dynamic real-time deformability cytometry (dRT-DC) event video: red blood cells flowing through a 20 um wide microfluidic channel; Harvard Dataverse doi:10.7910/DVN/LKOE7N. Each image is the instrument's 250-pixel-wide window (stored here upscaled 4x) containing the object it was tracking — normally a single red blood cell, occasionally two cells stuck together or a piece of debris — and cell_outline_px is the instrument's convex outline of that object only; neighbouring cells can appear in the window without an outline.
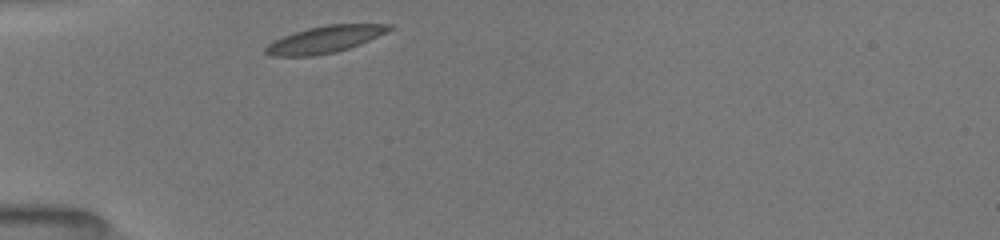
{"species": "common noctule bat (a hibernating species)", "species_latin": "Nyctalus noctula", "temperature_condition": "room temperature", "stored_images_in_passage": 22, "camera_frame_rate_fps": 3000, "um_per_image_px": 0.085, "animal": {"sex": "female", "body_mass_g": 19.5, "forearm_length_mm": 54.1}, "frame": {"image": 1, "passage_image": 1, "time_ms": 0.0, "image_size_px": [1000, 240], "cell_outline_px": [[392, 28], [360, 44], [336, 52], [312, 56], [268, 56], [264, 52], [264, 48], [272, 40], [308, 28], [328, 24], [392, 24]], "centroid_in_image_um": [27.54, 3.36], "position_along_channel_um": 57.5, "area_um2": 19.13}}
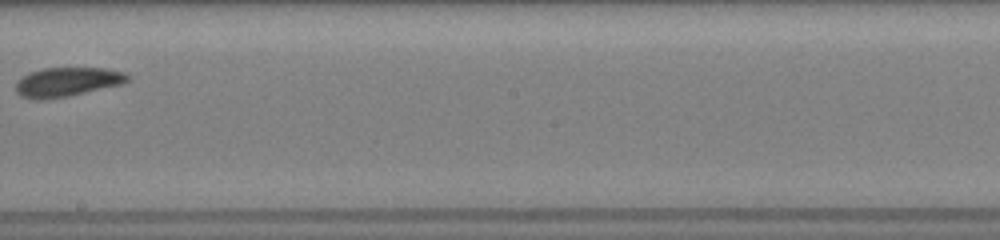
{"frame": {"image": 2, "passage_image": 12, "time_ms": 5.0, "image_size_px": [1000, 240], "cell_outline_px": [[128, 80], [124, 84], [68, 96], [40, 100], [36, 100], [20, 96], [16, 92], [16, 84], [24, 76], [32, 72], [44, 68], [104, 68], [124, 72], [128, 76]], "centroid_in_image_um": [5.73, 6.97], "position_along_channel_um": 242.5, "area_um2": 18.84}}
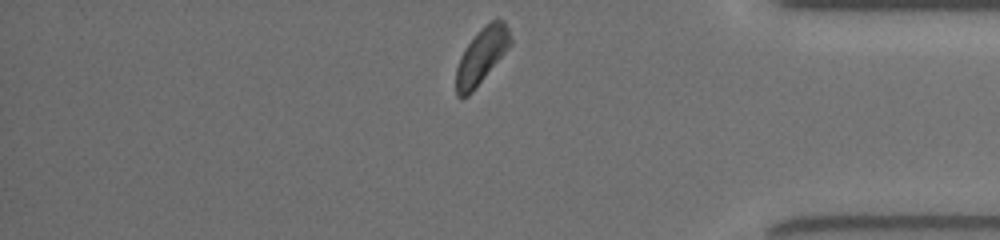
{"frame": {"image": 3, "passage_image": 22, "time_ms": 9.333, "image_size_px": [1000, 240], "cell_outline_px": [[512, 44], [472, 92], [468, 96], [460, 100], [456, 96], [456, 68], [460, 56], [468, 44], [484, 24], [492, 20], [504, 20], [508, 28], [512, 40]], "centroid_in_image_um": [40.92, 4.77], "position_along_channel_um": 394.3, "area_um2": 17.57}, "authors_computed_cell_mechanics": {"area_um2": 18.8717, "velocity_mm_per_s": 3.9419, "shape_relaxation_time_tau1_ms": 5.5043, "shape_relaxation_time_tau2_ms": 2.9593, "deformation_change_tau1": 0.1589, "deformation_change_tau2": 0.086}}